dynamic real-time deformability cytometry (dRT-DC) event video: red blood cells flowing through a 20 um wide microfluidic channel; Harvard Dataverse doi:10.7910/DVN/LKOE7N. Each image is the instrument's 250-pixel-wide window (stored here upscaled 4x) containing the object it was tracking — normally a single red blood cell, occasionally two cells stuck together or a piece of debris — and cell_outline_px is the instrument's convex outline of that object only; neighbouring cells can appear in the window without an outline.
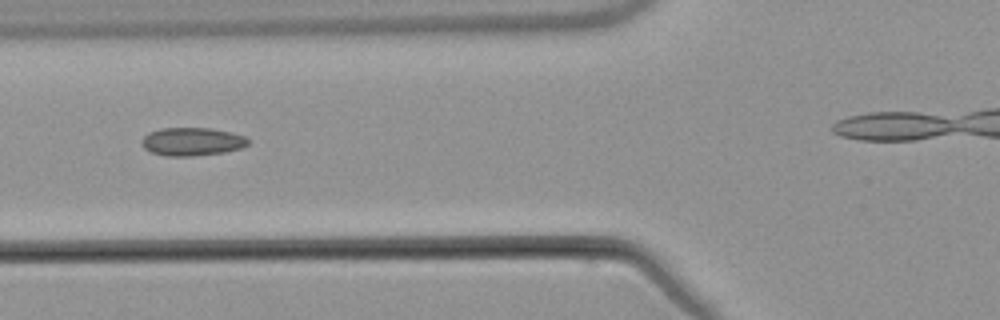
{"species": "common noctule bat (a hibernating species)", "species_latin": "Nyctalus noctula", "temperature_condition": "warm", "stored_images_in_passage": 13, "camera_frame_rate_fps": 3000, "um_per_image_px": 0.085, "animal": {"sex": "male", "body_mass_g": 21.5, "forearm_length_mm": 52.0}, "frame": {"image": 1, "passage_image": 3, "time_ms": 2.333, "image_size_px": [1000, 320], "cell_outline_px": [[248, 144], [240, 148], [224, 152], [192, 156], [168, 156], [152, 152], [144, 148], [140, 140], [148, 132], [160, 128], [212, 128], [232, 132], [244, 136], [248, 140]], "centroid_in_image_um": [16.3, 12.02], "position_along_channel_um": 109.5, "area_um2": 17.46}}